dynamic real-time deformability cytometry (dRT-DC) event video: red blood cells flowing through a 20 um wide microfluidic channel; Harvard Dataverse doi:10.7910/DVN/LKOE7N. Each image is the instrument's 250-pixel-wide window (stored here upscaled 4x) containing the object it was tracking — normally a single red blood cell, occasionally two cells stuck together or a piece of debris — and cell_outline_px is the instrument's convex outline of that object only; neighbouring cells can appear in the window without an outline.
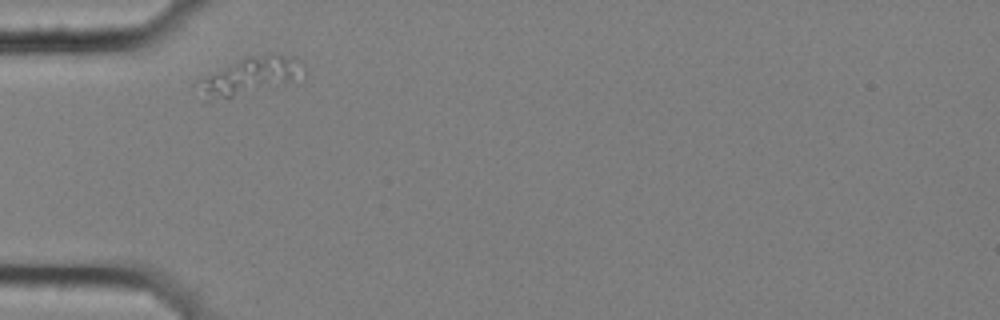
{"species": "common noctule bat (a hibernating species)", "species_latin": "Nyctalus noctula", "temperature_condition": "cold", "stored_images_in_passage": 2, "camera_frame_rate_fps": 3000, "um_per_image_px": 0.085, "animal": {"sex": "female", "body_mass_g": 25.1}, "frame": {"image": 1, "passage_image": 1, "time_ms": 0.0, "image_size_px": [1000, 320], "cell_outline_px": [[308, 72], [304, 80], [204, 104], [192, 84], [196, 80], [244, 56], [268, 52], [276, 52], [292, 56], [300, 60], [308, 68]], "centroid_in_image_um": [21.28, 6.48], "position_along_channel_um": 63.7, "area_um2": 25.2}}